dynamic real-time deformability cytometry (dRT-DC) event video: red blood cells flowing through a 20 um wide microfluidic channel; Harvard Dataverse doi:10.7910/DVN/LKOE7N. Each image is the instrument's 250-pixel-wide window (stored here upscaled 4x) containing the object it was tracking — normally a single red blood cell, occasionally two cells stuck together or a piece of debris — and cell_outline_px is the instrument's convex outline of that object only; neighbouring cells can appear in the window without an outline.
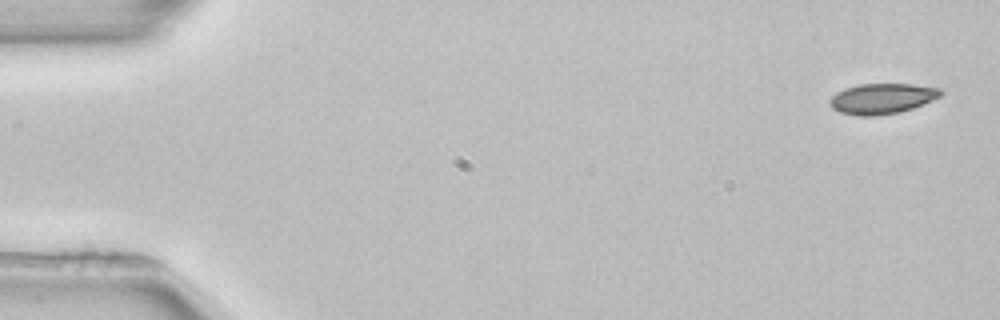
{"species": "common noctule bat (a hibernating species)", "species_latin": "Nyctalus noctula", "temperature_condition": "room temperature", "stored_images_in_passage": 51, "camera_frame_rate_fps": 3000, "um_per_image_px": 0.085, "animal": {"sex": "female", "body_mass_g": 22.7, "forearm_length_mm": 54.2}, "frame": {"image": 1, "passage_image": 1, "time_ms": 0.0, "image_size_px": [1000, 320], "cell_outline_px": [[944, 92], [940, 96], [932, 100], [912, 108], [900, 112], [872, 116], [864, 116], [840, 112], [832, 108], [828, 100], [836, 92], [844, 88], [860, 84], [912, 84], [940, 88]], "centroid_in_image_um": [74.96, 8.37], "position_along_channel_um": 10.0, "area_um2": 19.59}}
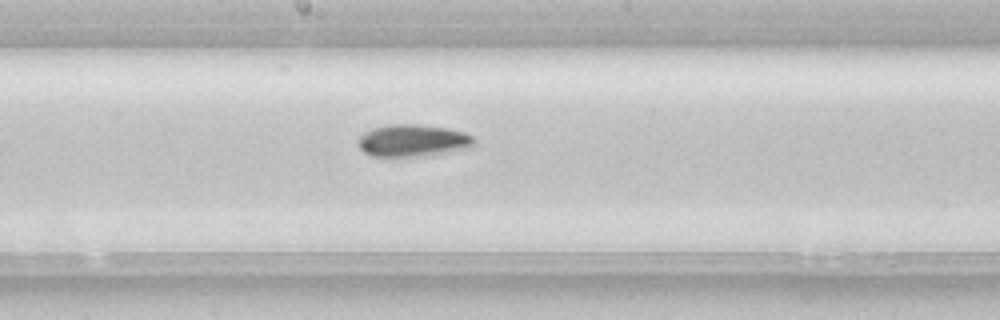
{"frame": {"image": 2, "passage_image": 27, "time_ms": 8.667, "image_size_px": [1000, 320], "cell_outline_px": [[476, 144], [472, 148], [424, 156], [372, 156], [364, 152], [360, 148], [360, 136], [364, 132], [372, 128], [388, 124], [416, 124], [448, 128], [464, 132], [472, 136], [476, 140]], "centroid_in_image_um": [35.15, 11.94], "position_along_channel_um": 213.1, "area_um2": 21.85}}
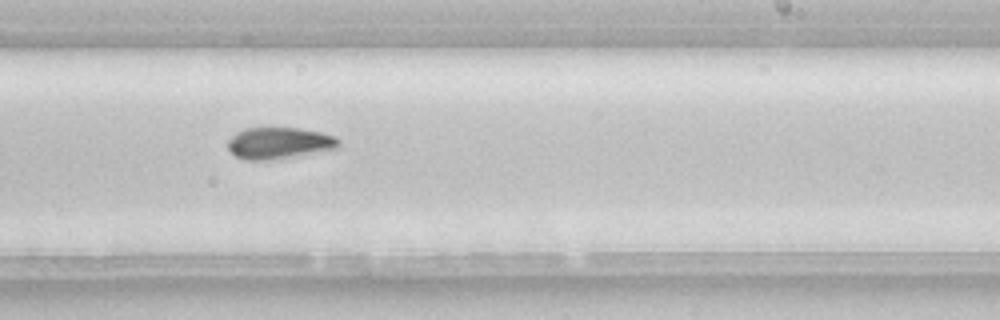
{"frame": {"image": 3, "passage_image": 31, "time_ms": 10.0, "image_size_px": [1000, 320], "cell_outline_px": [[340, 148], [268, 160], [244, 160], [236, 156], [228, 148], [228, 140], [236, 132], [244, 128], [300, 128], [320, 132], [336, 136], [340, 140]], "centroid_in_image_um": [23.74, 12.15], "position_along_channel_um": 265.3, "area_um2": 20.35}, "authors_computed_cell_mechanics": {"area_um2": 20.1144, "velocity_mm_per_s": 3.9402, "shape_relaxation_time_tau1_ms": 3.7551, "shape_relaxation_time_tau2_ms": null, "deformation_change_tau1": 0.1011, "deformation_change_tau2": null}}